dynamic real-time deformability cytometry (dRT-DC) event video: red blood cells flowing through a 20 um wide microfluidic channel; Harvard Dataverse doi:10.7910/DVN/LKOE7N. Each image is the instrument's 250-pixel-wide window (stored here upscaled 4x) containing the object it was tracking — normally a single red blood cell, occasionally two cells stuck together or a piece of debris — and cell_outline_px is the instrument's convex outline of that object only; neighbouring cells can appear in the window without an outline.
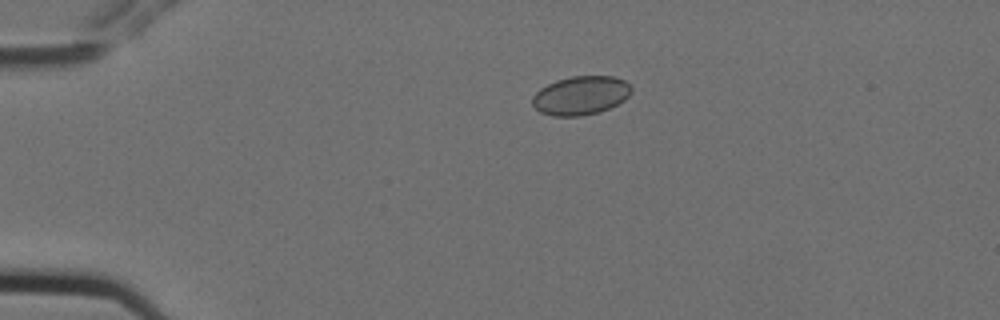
{"species": "Egyptian fruit bat (a non-hibernating species)", "species_latin": "Rousettus aegyptiacus", "temperature_condition": "cold", "stored_images_in_passage": 6, "camera_frame_rate_fps": 3000, "um_per_image_px": 0.085, "animal": {"sex": "female"}, "frame": {"image": 1, "passage_image": 4, "time_ms": 1.0, "image_size_px": [1000, 320], "cell_outline_px": [[632, 92], [624, 100], [600, 112], [580, 116], [552, 116], [540, 112], [532, 104], [532, 96], [540, 88], [556, 80], [572, 76], [612, 76], [624, 80], [632, 88]], "centroid_in_image_um": [49.35, 8.11], "position_along_channel_um": 35.7, "area_um2": 22.37}}
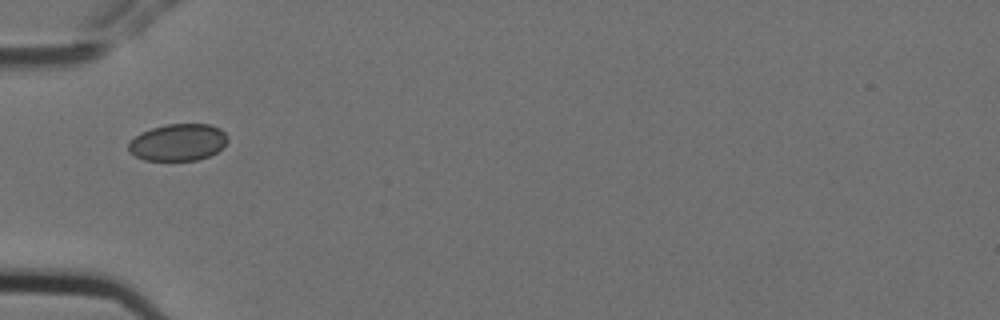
{"frame": {"image": 2, "passage_image": 6, "time_ms": 1.667, "image_size_px": [1000, 320], "cell_outline_px": [[228, 140], [216, 152], [208, 156], [196, 160], [144, 160], [128, 152], [128, 144], [136, 136], [152, 128], [168, 124], [208, 124], [220, 128], [228, 136]], "centroid_in_image_um": [15.14, 12.1], "position_along_channel_um": 69.9, "area_um2": 21.1}}